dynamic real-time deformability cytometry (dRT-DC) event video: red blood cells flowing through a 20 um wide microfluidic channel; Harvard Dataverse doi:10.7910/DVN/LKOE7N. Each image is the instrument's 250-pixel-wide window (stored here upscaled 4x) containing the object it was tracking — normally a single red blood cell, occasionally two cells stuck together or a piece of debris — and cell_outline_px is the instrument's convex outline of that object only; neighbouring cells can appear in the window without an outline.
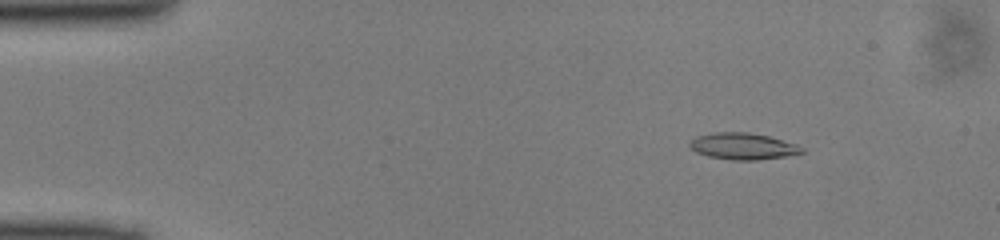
{"species": "common noctule bat (a hibernating species)", "species_latin": "Nyctalus noctula", "temperature_condition": "cold", "stored_images_in_passage": 18, "camera_frame_rate_fps": 3000, "um_per_image_px": 0.085, "animal": {"sex": "male", "body_mass_g": 13.0, "forearm_length_mm": 53.1}, "frame": {"image": 1, "passage_image": 7, "time_ms": 2.0, "image_size_px": [1000, 240], "cell_outline_px": [[804, 152], [788, 156], [756, 160], [732, 160], [708, 156], [696, 152], [688, 148], [688, 144], [696, 136], [716, 132], [748, 132], [768, 136], [796, 144], [804, 148]], "centroid_in_image_um": [63.13, 12.43], "position_along_channel_um": 21.9, "area_um2": 17.4}}
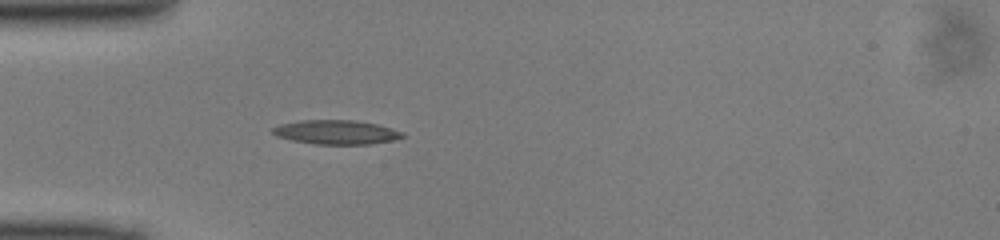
{"frame": {"image": 2, "passage_image": 15, "time_ms": 4.667, "image_size_px": [1000, 240], "cell_outline_px": [[404, 136], [392, 140], [372, 144], [312, 144], [292, 140], [276, 136], [272, 132], [272, 128], [280, 124], [300, 120], [356, 120], [376, 124], [392, 128], [404, 132]], "centroid_in_image_um": [28.57, 11.23], "position_along_channel_um": 56.4, "area_um2": 18.32}}
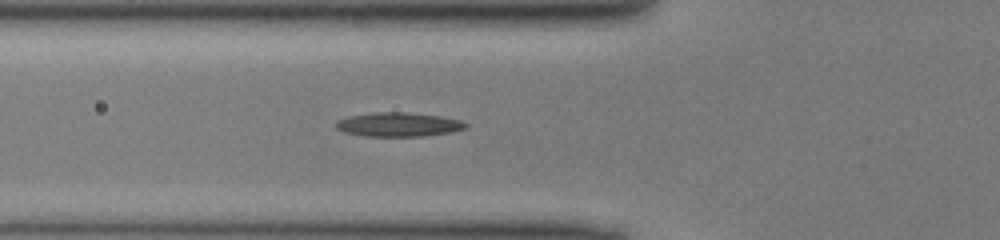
{"frame": {"image": 3, "passage_image": 18, "time_ms": 5.667, "image_size_px": [1000, 240], "cell_outline_px": [[468, 128], [452, 132], [424, 136], [364, 136], [344, 132], [336, 128], [332, 124], [336, 120], [348, 116], [372, 112], [404, 112], [440, 116], [460, 120], [468, 124]], "centroid_in_image_um": [33.83, 10.58], "position_along_channel_um": 92.0, "area_um2": 18.44}}